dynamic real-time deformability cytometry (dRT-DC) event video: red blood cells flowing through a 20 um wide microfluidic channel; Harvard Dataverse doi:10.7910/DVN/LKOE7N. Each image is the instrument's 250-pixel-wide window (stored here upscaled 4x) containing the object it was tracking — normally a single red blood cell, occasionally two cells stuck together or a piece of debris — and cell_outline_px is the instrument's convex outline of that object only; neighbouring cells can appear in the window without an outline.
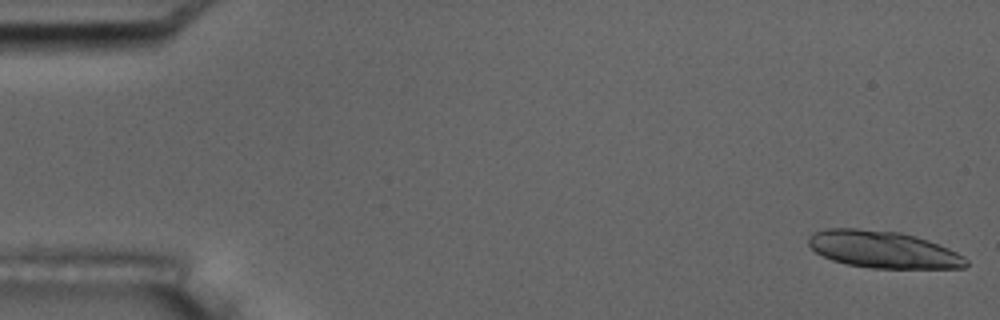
{"species": "common noctule bat (a hibernating species)", "species_latin": "Nyctalus noctula", "temperature_condition": "room temperature", "stored_images_in_passage": 54, "camera_frame_rate_fps": 3000, "um_per_image_px": 0.085, "animal": {"sex": "male", "body_mass_g": 17.5, "forearm_length_mm": 52.3}, "frame": {"image": 1, "passage_image": 1, "time_ms": 0.0, "image_size_px": [1000, 320], "cell_outline_px": [[968, 264], [964, 268], [872, 268], [848, 264], [832, 260], [816, 252], [808, 244], [808, 236], [824, 228], [856, 228], [900, 232], [916, 236], [928, 240], [948, 248], [964, 256], [968, 260]], "centroid_in_image_um": [75.07, 21.2], "position_along_channel_um": 9.9, "area_um2": 33.99}, "authors_computed_cell_mechanics": {"area_um2": 18.8139, "velocity_mm_per_s": 3.7129, "shape_relaxation_time_tau1_ms": 2.7191, "shape_relaxation_time_tau2_ms": 1.2504, "deformation_change_tau1": 0.1229, "deformation_change_tau2": 0.0499}}